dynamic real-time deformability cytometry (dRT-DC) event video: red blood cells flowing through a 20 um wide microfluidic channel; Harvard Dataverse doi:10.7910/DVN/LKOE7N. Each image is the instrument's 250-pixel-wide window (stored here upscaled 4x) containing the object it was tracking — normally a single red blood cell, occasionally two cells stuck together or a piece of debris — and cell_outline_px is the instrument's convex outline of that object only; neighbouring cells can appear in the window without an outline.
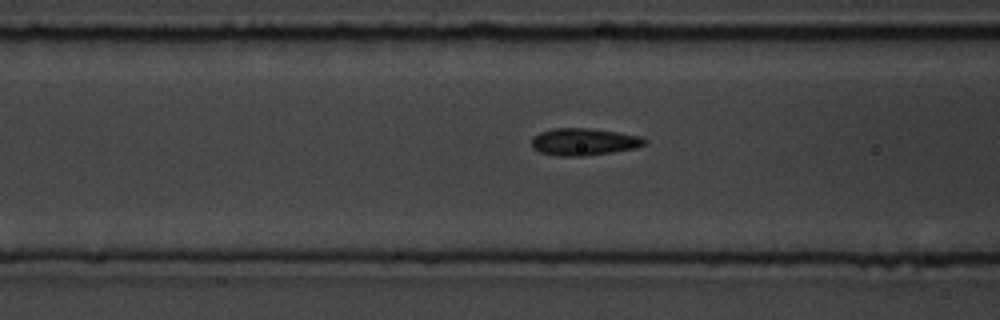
{"species": "common noctule bat (a hibernating species)", "species_latin": "Nyctalus noctula", "temperature_condition": "room temperature", "stored_images_in_passage": 8, "camera_frame_rate_fps": 3000, "um_per_image_px": 0.085, "animal": {"sex": "male", "body_mass_g": 19.5, "forearm_length_mm": 54.6}, "frame": {"image": 1, "passage_image": 7, "time_ms": 7.667, "image_size_px": [1000, 320], "cell_outline_px": [[648, 140], [644, 144], [636, 148], [612, 152], [584, 156], [560, 156], [540, 152], [532, 148], [532, 136], [540, 132], [552, 128], [588, 128], [620, 132], [640, 136]], "centroid_in_image_um": [49.62, 12.04], "position_along_channel_um": 117.0, "area_um2": 17.98}}
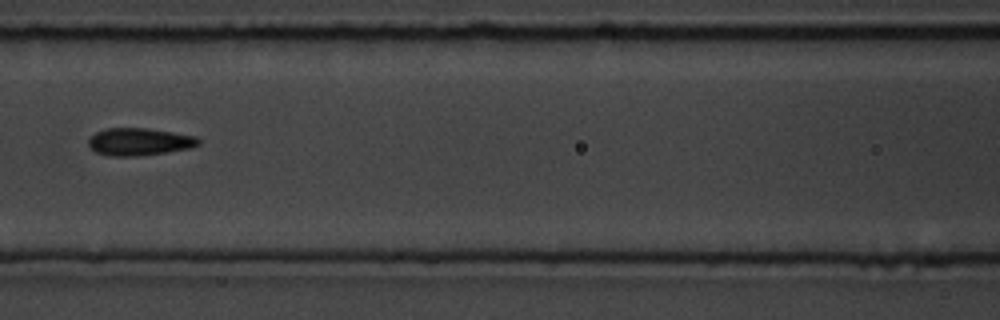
{"frame": {"image": 2, "passage_image": 8, "time_ms": 8.667, "image_size_px": [1000, 320], "cell_outline_px": [[200, 144], [188, 148], [168, 152], [140, 156], [108, 156], [96, 152], [88, 144], [88, 140], [96, 132], [104, 128], [144, 128], [172, 132], [196, 136], [200, 140]], "centroid_in_image_um": [11.83, 12.05], "position_along_channel_um": 154.8, "area_um2": 17.57}}